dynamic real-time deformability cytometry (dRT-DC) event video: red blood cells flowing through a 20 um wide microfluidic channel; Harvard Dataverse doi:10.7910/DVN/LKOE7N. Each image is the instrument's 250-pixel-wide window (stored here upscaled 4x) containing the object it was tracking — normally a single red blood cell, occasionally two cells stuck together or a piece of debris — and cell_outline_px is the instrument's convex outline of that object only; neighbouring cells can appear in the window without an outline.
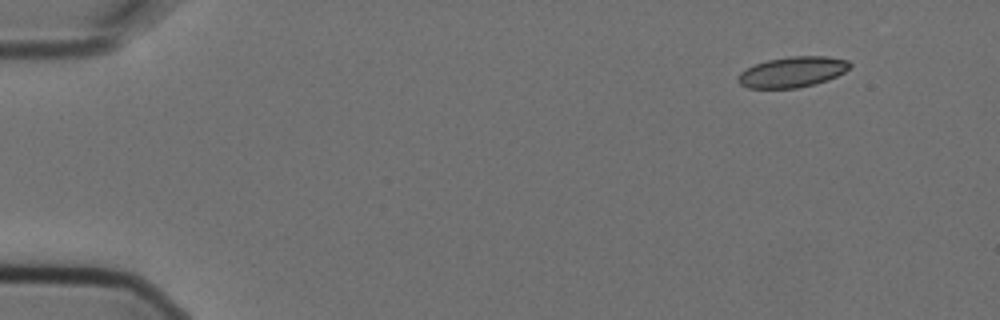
{"species": "Egyptian fruit bat (a non-hibernating species)", "species_latin": "Rousettus aegyptiacus", "temperature_condition": "cold", "stored_images_in_passage": 6, "camera_frame_rate_fps": 3000, "um_per_image_px": 0.085, "animal": {"sex": "female"}, "frame": {"image": 1, "passage_image": 1, "time_ms": 0.0, "image_size_px": [1000, 320], "cell_outline_px": [[852, 64], [844, 72], [828, 80], [816, 84], [796, 88], [748, 88], [740, 84], [736, 80], [736, 76], [740, 72], [756, 64], [768, 60], [788, 56], [828, 56], [848, 60]], "centroid_in_image_um": [67.35, 6.12], "position_along_channel_um": 17.6, "area_um2": 20.0}}
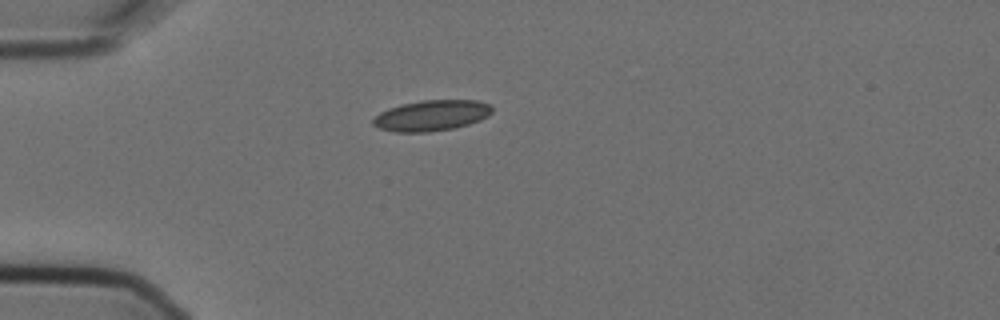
{"frame": {"image": 2, "passage_image": 4, "time_ms": 1.0, "image_size_px": [1000, 320], "cell_outline_px": [[492, 112], [488, 116], [480, 120], [456, 128], [428, 132], [396, 132], [380, 128], [372, 124], [372, 120], [380, 112], [388, 108], [400, 104], [420, 100], [480, 100], [492, 104]], "centroid_in_image_um": [36.71, 9.81], "position_along_channel_um": 48.3, "area_um2": 21.56}}
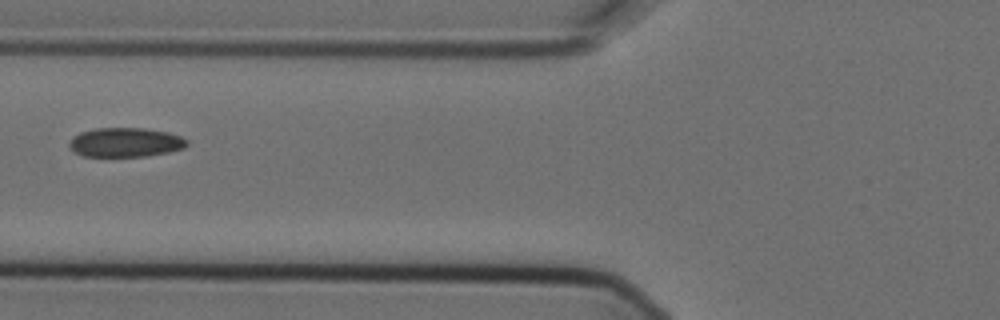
{"frame": {"image": 3, "passage_image": 6, "time_ms": 1.667, "image_size_px": [1000, 320], "cell_outline_px": [[188, 144], [184, 148], [168, 152], [144, 156], [84, 156], [76, 152], [68, 144], [72, 136], [80, 132], [96, 128], [144, 128], [168, 132], [180, 136], [188, 140]], "centroid_in_image_um": [10.67, 12.09], "position_along_channel_um": 115.1, "area_um2": 20.0}}